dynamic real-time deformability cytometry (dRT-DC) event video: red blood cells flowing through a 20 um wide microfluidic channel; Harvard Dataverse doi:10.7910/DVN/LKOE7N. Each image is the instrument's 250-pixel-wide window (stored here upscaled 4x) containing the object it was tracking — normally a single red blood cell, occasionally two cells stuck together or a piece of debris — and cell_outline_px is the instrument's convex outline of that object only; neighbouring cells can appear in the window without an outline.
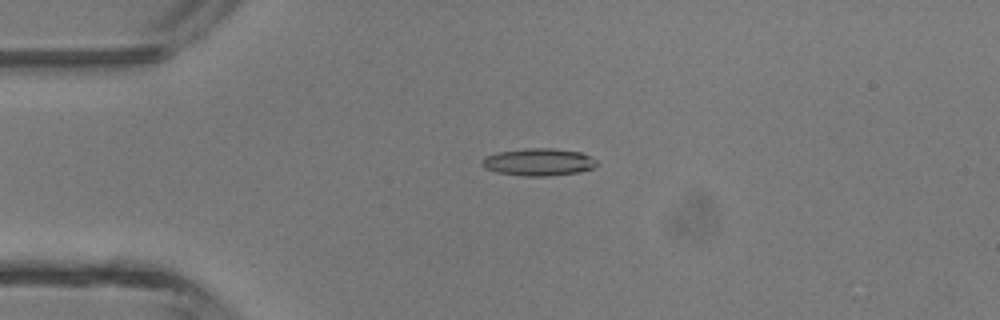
{"species": "common noctule bat (a hibernating species)", "species_latin": "Nyctalus noctula", "temperature_condition": "room temperature", "stored_images_in_passage": 4, "camera_frame_rate_fps": 3000, "um_per_image_px": 0.085, "animal": {"sex": "male", "body_mass_g": 13.3}, "frame": {"image": 1, "passage_image": 2, "time_ms": 1.333, "image_size_px": [1000, 320], "cell_outline_px": [[600, 164], [592, 168], [580, 172], [548, 176], [524, 176], [496, 172], [484, 168], [480, 164], [480, 160], [484, 156], [496, 152], [524, 148], [552, 148], [580, 152], [596, 160]], "centroid_in_image_um": [45.73, 13.77], "position_along_channel_um": 39.3, "area_um2": 18.55}}